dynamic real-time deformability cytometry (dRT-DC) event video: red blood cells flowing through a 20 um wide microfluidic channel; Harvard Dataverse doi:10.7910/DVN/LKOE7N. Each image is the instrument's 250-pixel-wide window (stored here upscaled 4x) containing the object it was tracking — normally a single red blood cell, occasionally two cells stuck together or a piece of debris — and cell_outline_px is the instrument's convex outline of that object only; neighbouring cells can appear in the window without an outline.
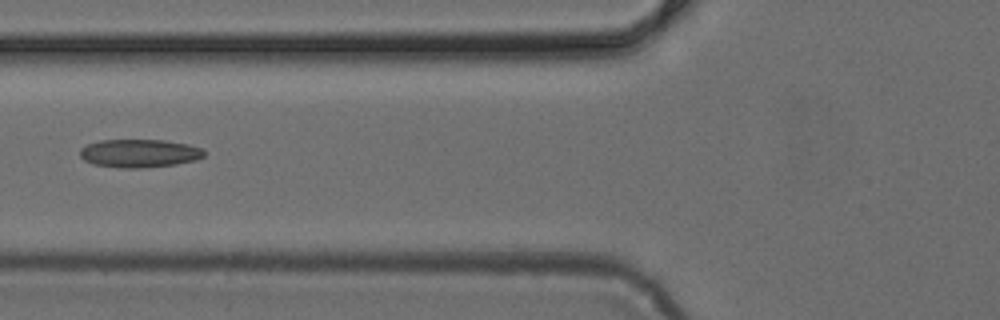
{"species": "common noctule bat (a hibernating species)", "species_latin": "Nyctalus noctula", "temperature_condition": "cold", "stored_images_in_passage": 3, "camera_frame_rate_fps": 3000, "um_per_image_px": 0.085, "animal": {"sex": "female", "body_mass_g": 24.6, "forearm_length_mm": 56.2}, "frame": {"image": 1, "passage_image": 2, "time_ms": 0.333, "image_size_px": [1000, 320], "cell_outline_px": [[204, 156], [196, 160], [176, 164], [140, 168], [120, 168], [92, 164], [84, 160], [80, 156], [80, 148], [88, 144], [100, 140], [164, 140], [188, 144], [200, 148], [204, 152]], "centroid_in_image_um": [11.82, 13.03], "position_along_channel_um": 114.0, "area_um2": 20.4}}
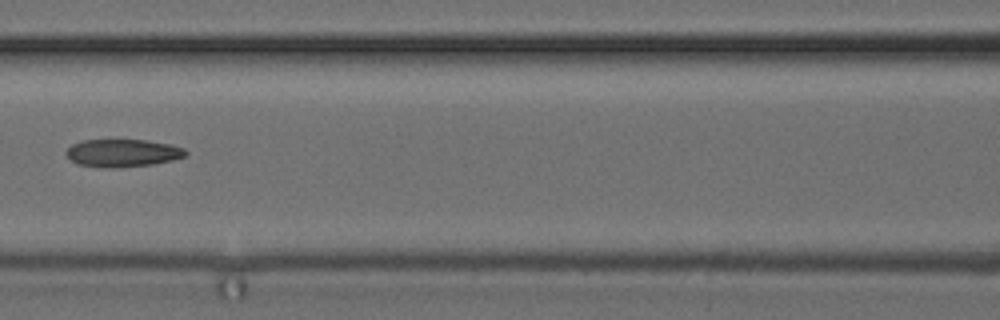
{"frame": {"image": 2, "passage_image": 3, "time_ms": 0.667, "image_size_px": [1000, 320], "cell_outline_px": [[188, 152], [184, 156], [172, 160], [152, 164], [112, 168], [104, 168], [76, 164], [64, 152], [72, 144], [84, 140], [144, 140], [172, 144], [184, 148]], "centroid_in_image_um": [10.41, 13.0], "position_along_channel_um": 156.2, "area_um2": 19.25}}